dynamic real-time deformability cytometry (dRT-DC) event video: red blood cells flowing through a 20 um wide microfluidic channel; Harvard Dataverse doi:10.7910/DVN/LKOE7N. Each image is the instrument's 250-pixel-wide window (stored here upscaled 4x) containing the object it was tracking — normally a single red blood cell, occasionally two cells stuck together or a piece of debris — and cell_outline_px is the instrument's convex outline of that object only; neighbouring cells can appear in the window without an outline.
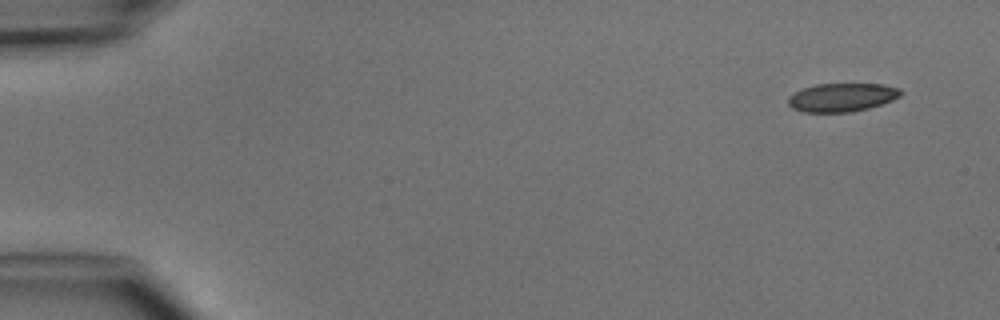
{"species": "common noctule bat (a hibernating species)", "species_latin": "Nyctalus noctula", "temperature_condition": "cold", "stored_images_in_passage": 4, "camera_frame_rate_fps": 3000, "um_per_image_px": 0.085, "animal": {"sex": "male", "body_mass_g": 15.6}, "frame": {"image": 1, "passage_image": 1, "time_ms": 0.0, "image_size_px": [1000, 320], "cell_outline_px": [[904, 92], [900, 96], [892, 100], [868, 108], [852, 112], [804, 112], [792, 108], [788, 104], [788, 96], [800, 88], [816, 84], [884, 84], [900, 88]], "centroid_in_image_um": [71.55, 8.27], "position_along_channel_um": 13.5, "area_um2": 18.84}}
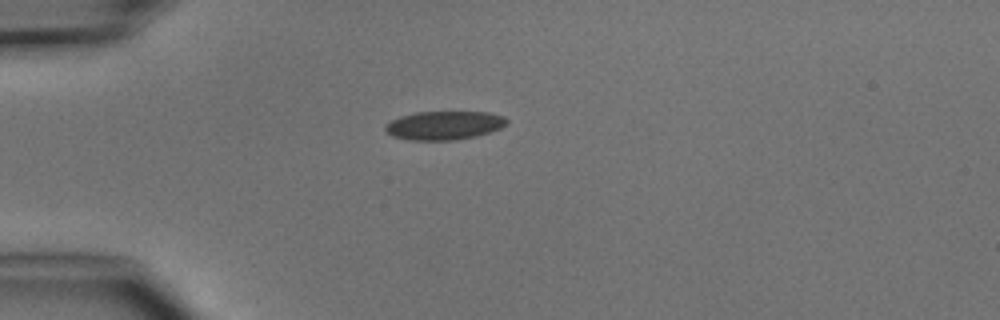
{"frame": {"image": 2, "passage_image": 4, "time_ms": 3.333, "image_size_px": [1000, 320], "cell_outline_px": [[508, 124], [500, 128], [476, 136], [456, 140], [408, 140], [392, 136], [384, 128], [384, 124], [400, 116], [416, 112], [488, 112], [504, 116], [508, 120]], "centroid_in_image_um": [37.75, 10.65], "position_along_channel_um": 47.3, "area_um2": 20.35}}